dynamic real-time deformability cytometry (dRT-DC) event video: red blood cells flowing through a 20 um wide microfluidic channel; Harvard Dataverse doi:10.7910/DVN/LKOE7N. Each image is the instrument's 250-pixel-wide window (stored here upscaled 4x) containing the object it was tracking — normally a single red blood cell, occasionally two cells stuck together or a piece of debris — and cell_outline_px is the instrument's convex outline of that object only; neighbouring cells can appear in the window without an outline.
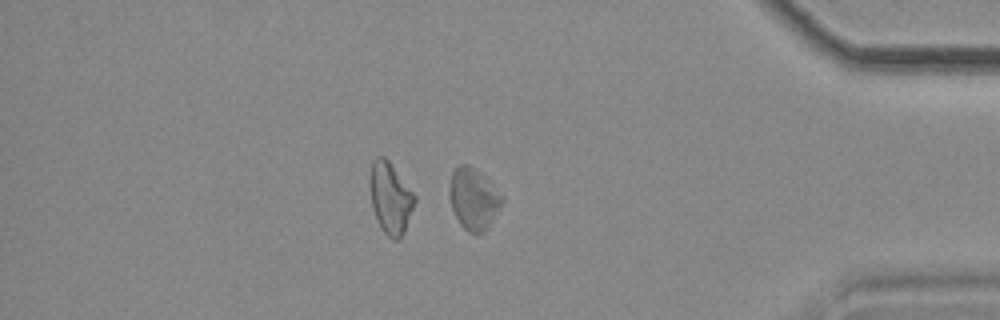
{"species": "common noctule bat (a hibernating species)", "species_latin": "Nyctalus noctula", "temperature_condition": "cold", "stored_images_in_passage": 49, "segment_of_instrument_passage": [2, 2], "camera_frame_rate_fps": 3000, "um_per_image_px": 0.085, "animal": {"sex": "female", "body_mass_g": 18.4}, "frame": {"image": 1, "passage_image": 42, "time_ms": 13.667, "image_size_px": [1000, 320], "cell_outline_px": [[504, 200], [484, 232], [468, 232], [460, 224], [452, 208], [448, 192], [448, 188], [452, 172], [460, 164], [468, 164], [504, 196]], "centroid_in_image_um": [40.22, 16.9], "position_along_channel_um": 395.0, "area_um2": 18.26}}
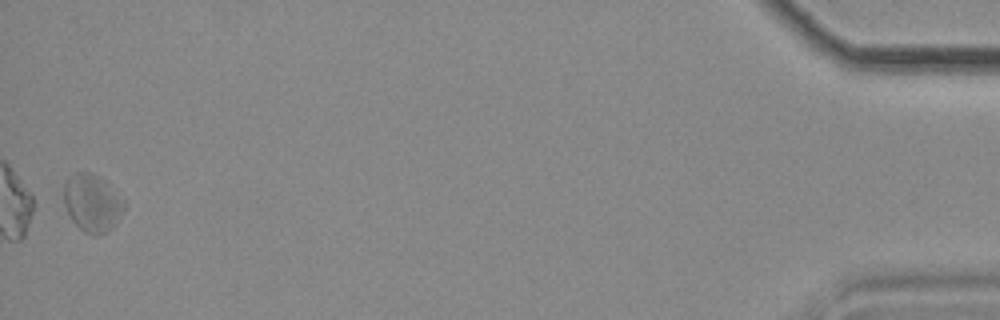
{"frame": {"image": 2, "passage_image": 49, "time_ms": 16.0, "image_size_px": [1000, 320], "cell_outline_px": [[124, 208], [120, 216], [112, 228], [108, 232], [96, 236], [84, 232], [72, 220], [64, 204], [64, 184], [68, 176], [76, 172], [92, 172], [100, 176], [124, 200]], "centroid_in_image_um": [7.83, 17.24], "position_along_channel_um": 427.4, "area_um2": 20.23}}